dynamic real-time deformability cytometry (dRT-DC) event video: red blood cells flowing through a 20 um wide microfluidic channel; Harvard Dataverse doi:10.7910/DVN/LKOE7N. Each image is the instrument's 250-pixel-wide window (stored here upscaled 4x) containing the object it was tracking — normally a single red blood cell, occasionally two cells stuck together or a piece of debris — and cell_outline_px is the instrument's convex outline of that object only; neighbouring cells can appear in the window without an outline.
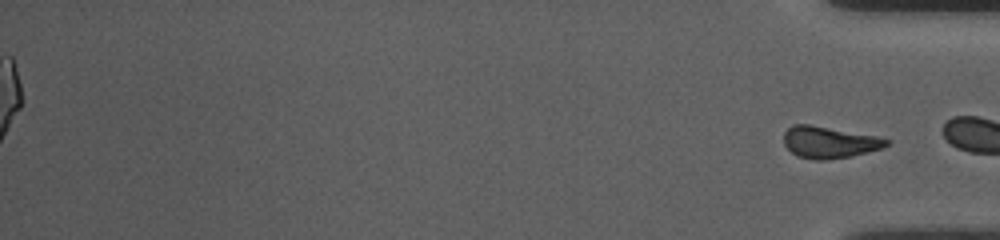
{"species": "common noctule bat (a hibernating species)", "species_latin": "Nyctalus noctula", "temperature_condition": "room temperature", "stored_images_in_passage": 42, "segment_of_instrument_passage": [2, 2], "camera_frame_rate_fps": 3000, "um_per_image_px": 0.085, "animal": {"sex": "female", "body_mass_g": 10.0, "forearm_length_mm": 53.1}, "frame": {"image": 1, "passage_image": 42, "time_ms": 13.667, "image_size_px": [1000, 240], "cell_outline_px": [[892, 140], [888, 144], [880, 148], [852, 156], [824, 160], [816, 160], [796, 156], [784, 144], [784, 132], [792, 124], [808, 124], [876, 136]], "centroid_in_image_um": [70.46, 12.09], "position_along_channel_um": 364.7, "area_um2": 18.79}}